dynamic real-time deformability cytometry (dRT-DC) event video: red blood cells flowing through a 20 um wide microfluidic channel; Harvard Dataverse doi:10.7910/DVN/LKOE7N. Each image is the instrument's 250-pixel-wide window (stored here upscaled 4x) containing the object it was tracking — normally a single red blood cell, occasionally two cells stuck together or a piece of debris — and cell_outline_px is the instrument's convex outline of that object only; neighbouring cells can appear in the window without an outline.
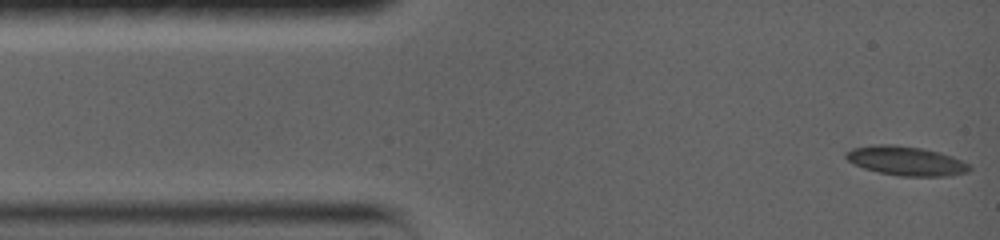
{"species": "common noctule bat (a hibernating species)", "species_latin": "Nyctalus noctula", "temperature_condition": "warm", "stored_images_in_passage": 40, "camera_frame_rate_fps": 5000, "um_per_image_px": 0.085, "animal": {"sex": "female", "body_mass_g": 19.0, "forearm_length_mm": 56.7}, "frame": {"image": 1, "passage_image": 1, "time_ms": 0.0, "image_size_px": [1000, 240], "cell_outline_px": [[972, 168], [968, 172], [948, 176], [900, 176], [880, 172], [864, 168], [848, 160], [844, 156], [844, 152], [852, 148], [876, 144], [892, 144], [920, 148], [940, 152], [952, 156], [968, 164]], "centroid_in_image_um": [77.01, 13.67], "position_along_channel_um": 8.0, "area_um2": 20.92}}
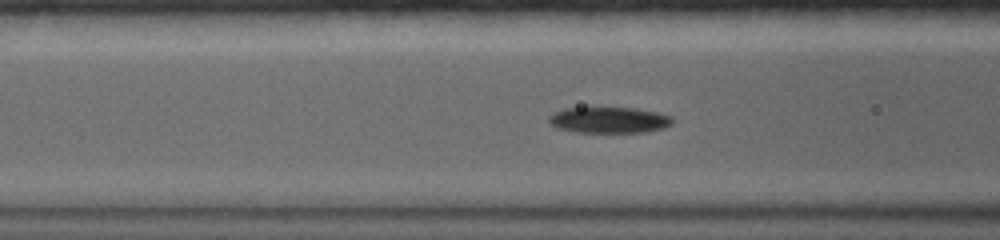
{"frame": {"image": 2, "passage_image": 17, "time_ms": 4.8, "image_size_px": [1000, 240], "cell_outline_px": [[672, 124], [664, 128], [648, 132], [576, 132], [556, 128], [548, 120], [548, 116], [564, 108], [600, 104], [636, 108], [656, 112], [672, 116]], "centroid_in_image_um": [51.75, 10.15], "position_along_channel_um": 114.9, "area_um2": 19.77}}
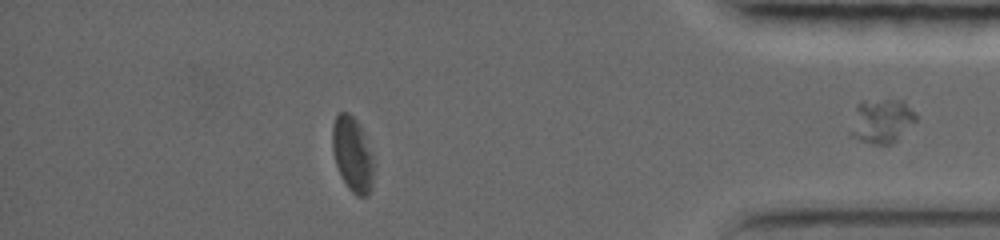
{"frame": {"image": 3, "passage_image": 35, "time_ms": 13.6, "image_size_px": [1000, 240], "cell_outline_px": [[372, 184], [368, 196], [356, 196], [348, 188], [336, 164], [332, 148], [332, 124], [336, 116], [340, 112], [348, 112], [356, 120], [364, 136], [372, 156]], "centroid_in_image_um": [29.93, 13.11], "position_along_channel_um": 405.3, "area_um2": 17.57}, "authors_computed_cell_mechanics": {"area_um2": 19.5075, "velocity_mm_per_s": 3.7416, "shape_relaxation_time_tau1_ms": 6.4511, "shape_relaxation_time_tau2_ms": null, "deformation_change_tau1": 0.1615, "deformation_change_tau2": null}}